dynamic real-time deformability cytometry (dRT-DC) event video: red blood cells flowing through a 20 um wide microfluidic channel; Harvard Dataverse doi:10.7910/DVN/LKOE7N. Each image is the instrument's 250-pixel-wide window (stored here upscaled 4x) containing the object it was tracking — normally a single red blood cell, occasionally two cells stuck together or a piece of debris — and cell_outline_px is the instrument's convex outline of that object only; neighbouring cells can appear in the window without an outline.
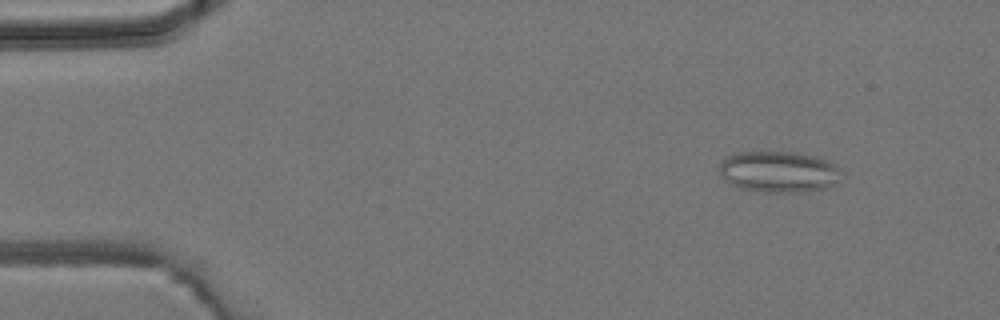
{"species": "common noctule bat (a hibernating species)", "species_latin": "Nyctalus noctula", "temperature_condition": "room temperature", "stored_images_in_passage": 4, "camera_frame_rate_fps": 3000, "um_per_image_px": 0.085, "animal": {"sex": "male", "body_mass_g": 19.2, "forearm_length_mm": 51.8}, "frame": {"image": 1, "passage_image": 2, "time_ms": 1.333, "image_size_px": [1000, 320], "cell_outline_px": [[844, 172], [832, 184], [824, 188], [804, 192], [764, 192], [740, 188], [724, 180], [720, 176], [720, 164], [728, 156], [740, 152], [796, 152], [816, 156], [832, 160]], "centroid_in_image_um": [66.23, 14.59], "position_along_channel_um": 18.8, "area_um2": 29.48}}